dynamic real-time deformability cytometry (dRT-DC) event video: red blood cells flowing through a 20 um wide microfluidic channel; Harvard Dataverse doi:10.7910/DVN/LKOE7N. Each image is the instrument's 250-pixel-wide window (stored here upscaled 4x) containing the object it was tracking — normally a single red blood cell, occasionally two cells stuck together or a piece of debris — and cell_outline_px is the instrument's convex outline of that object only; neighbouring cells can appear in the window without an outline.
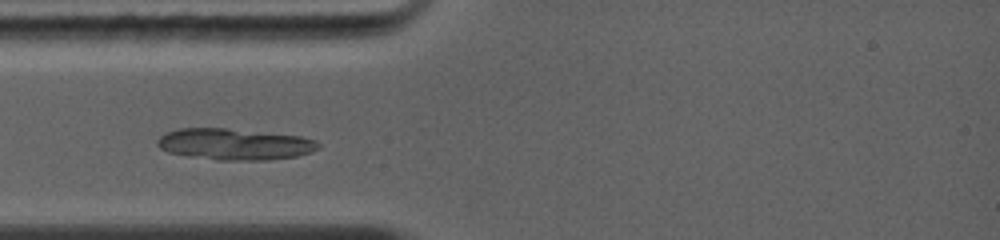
{"species": "common noctule bat (a hibernating species)", "species_latin": "Nyctalus noctula", "temperature_condition": "warm", "stored_images_in_passage": 24, "camera_frame_rate_fps": 5000, "um_per_image_px": 0.085, "animal": {"sex": "female", "body_mass_g": 19.0, "forearm_length_mm": 56.7}, "frame": {"image": 1, "passage_image": 7, "time_ms": 1.8, "image_size_px": [1000, 240], "cell_outline_px": [[320, 148], [312, 152], [296, 156], [268, 160], [216, 160], [188, 156], [168, 152], [160, 148], [156, 144], [156, 140], [160, 136], [168, 132], [180, 128], [228, 128], [300, 136], [316, 140], [320, 144]], "centroid_in_image_um": [19.94, 12.26], "position_along_channel_um": 65.1, "area_um2": 29.54}}
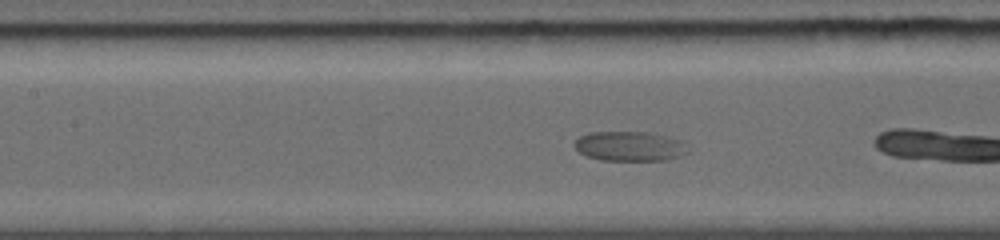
{"frame": {"image": 2, "passage_image": 13, "time_ms": 3.2, "image_size_px": [1000, 240], "cell_outline_px": [[692, 152], [680, 156], [664, 160], [600, 160], [588, 156], [580, 152], [572, 144], [580, 136], [588, 132], [648, 132], [668, 136], [684, 140]], "centroid_in_image_um": [53.6, 12.42], "position_along_channel_um": 153.8, "area_um2": 19.94}}
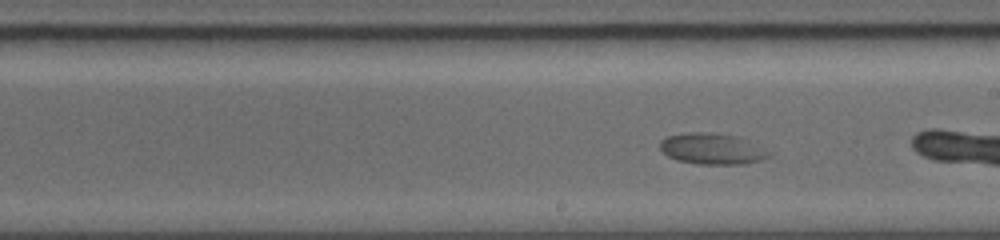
{"frame": {"image": 3, "passage_image": 21, "time_ms": 5.0, "image_size_px": [1000, 240], "cell_outline_px": [[776, 152], [760, 160], [744, 164], [696, 164], [676, 160], [668, 156], [660, 148], [660, 140], [668, 136], [688, 132], [708, 132], [736, 136]], "centroid_in_image_um": [60.55, 12.65], "position_along_channel_um": 228.4, "area_um2": 19.83}}